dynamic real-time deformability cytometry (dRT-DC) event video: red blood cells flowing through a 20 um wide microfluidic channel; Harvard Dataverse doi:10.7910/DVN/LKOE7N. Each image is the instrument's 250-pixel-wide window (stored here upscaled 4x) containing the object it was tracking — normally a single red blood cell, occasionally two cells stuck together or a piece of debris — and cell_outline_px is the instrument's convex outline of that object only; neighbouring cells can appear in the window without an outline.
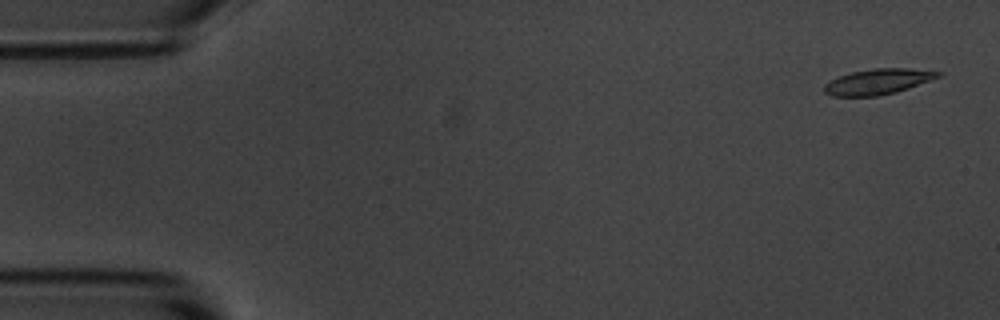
{"species": "common noctule bat (a hibernating species)", "species_latin": "Nyctalus noctula", "temperature_condition": "room temperature", "stored_images_in_passage": 6, "camera_frame_rate_fps": 3000, "um_per_image_px": 0.085, "animal": {"sex": "male", "body_mass_g": 20.1, "forearm_length_mm": 53.5}, "frame": {"image": 1, "passage_image": 1, "time_ms": 0.0, "image_size_px": [1000, 320], "cell_outline_px": [[944, 72], [940, 76], [908, 88], [896, 92], [876, 96], [832, 96], [824, 92], [824, 84], [840, 76], [852, 72], [872, 68], [908, 68]], "centroid_in_image_um": [74.62, 6.93], "position_along_channel_um": 10.4, "area_um2": 16.76}}
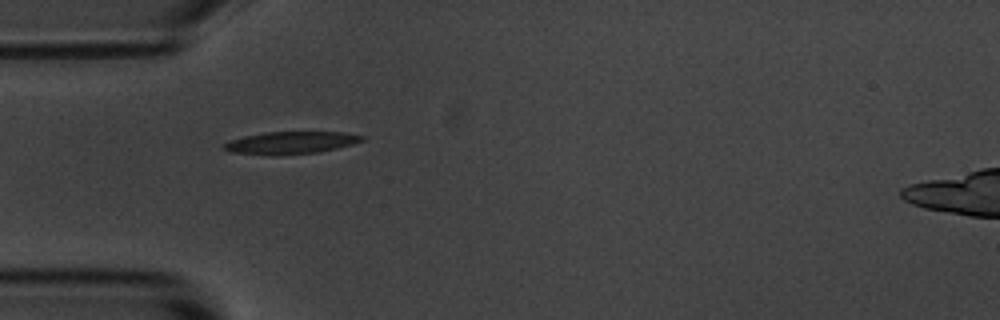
{"frame": {"image": 2, "passage_image": 5, "time_ms": 4.667, "image_size_px": [1000, 320], "cell_outline_px": [[364, 140], [352, 144], [336, 148], [316, 152], [228, 152], [220, 148], [228, 140], [244, 136], [264, 132], [344, 132], [364, 136]], "centroid_in_image_um": [24.73, 12.07], "position_along_channel_um": 60.3, "area_um2": 16.88}}